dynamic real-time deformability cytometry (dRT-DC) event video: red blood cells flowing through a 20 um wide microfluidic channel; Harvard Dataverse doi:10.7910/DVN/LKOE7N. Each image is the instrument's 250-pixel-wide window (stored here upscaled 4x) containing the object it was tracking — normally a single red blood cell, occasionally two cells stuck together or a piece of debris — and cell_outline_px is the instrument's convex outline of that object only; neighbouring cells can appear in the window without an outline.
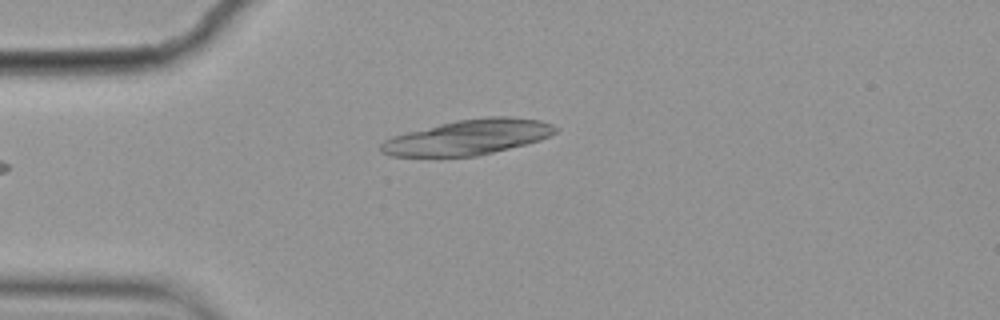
{"species": "common noctule bat (a hibernating species)", "species_latin": "Nyctalus noctula", "temperature_condition": "cold", "stored_images_in_passage": 5, "camera_frame_rate_fps": 3000, "um_per_image_px": 0.085, "animal": {"sex": "female", "body_mass_g": 19.9}, "frame": {"image": 1, "passage_image": 5, "time_ms": 1.333, "image_size_px": [1000, 320], "cell_outline_px": [[560, 128], [556, 132], [540, 140], [476, 156], [388, 156], [380, 152], [380, 144], [384, 140], [392, 136], [456, 120], [484, 116], [508, 116], [540, 120], [552, 124]], "centroid_in_image_um": [39.79, 11.65], "position_along_channel_um": 45.2, "area_um2": 35.6}}